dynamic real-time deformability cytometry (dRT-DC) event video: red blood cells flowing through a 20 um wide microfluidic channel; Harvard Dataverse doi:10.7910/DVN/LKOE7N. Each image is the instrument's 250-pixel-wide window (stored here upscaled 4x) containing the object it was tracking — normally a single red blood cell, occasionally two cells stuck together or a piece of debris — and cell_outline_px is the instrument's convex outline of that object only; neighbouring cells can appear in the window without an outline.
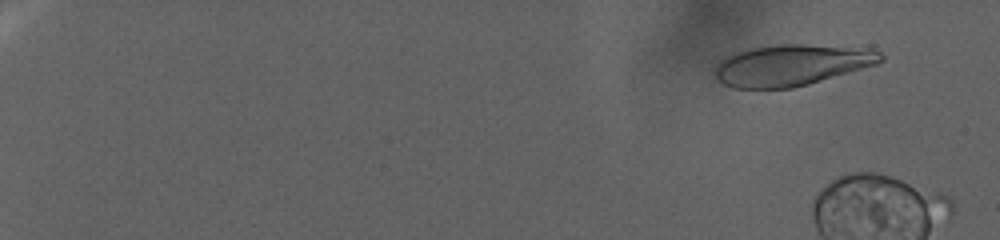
{"species": "human", "species_latin": "Homo sapiens", "temperature_condition": "warm", "stored_images_in_passage": 40, "camera_frame_rate_fps": 3000, "um_per_image_px": 0.085, "donor": {"sex": "female"}, "frame": {"image": 1, "passage_image": 12, "time_ms": 3.667, "image_size_px": [1000, 240], "cell_outline_px": [[884, 60], [876, 64], [808, 84], [792, 88], [732, 88], [724, 84], [712, 72], [716, 64], [724, 56], [748, 48], [776, 44], [800, 44], [868, 48], [880, 52], [884, 56]], "centroid_in_image_um": [67.24, 5.52], "position_along_channel_um": 17.8, "area_um2": 39.88}}